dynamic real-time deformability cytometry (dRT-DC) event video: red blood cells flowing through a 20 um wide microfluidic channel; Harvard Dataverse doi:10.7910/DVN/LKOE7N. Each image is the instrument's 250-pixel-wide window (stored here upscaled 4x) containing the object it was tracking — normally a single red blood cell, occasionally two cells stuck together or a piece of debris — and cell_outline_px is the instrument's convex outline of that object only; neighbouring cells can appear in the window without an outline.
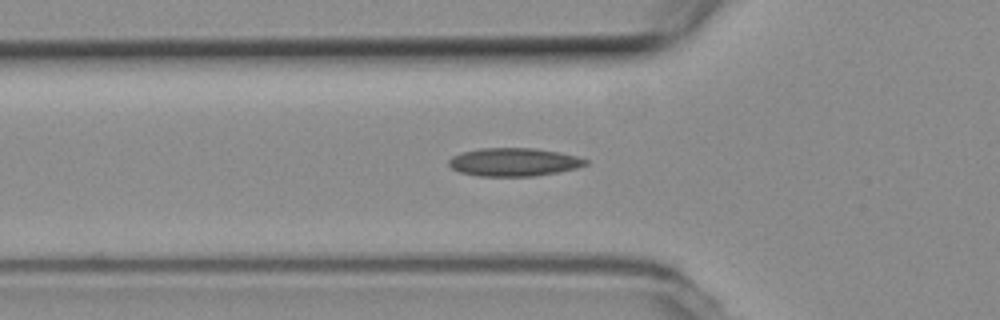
{"species": "common noctule bat (a hibernating species)", "species_latin": "Nyctalus noctula", "temperature_condition": "room temperature", "stored_images_in_passage": 48, "camera_frame_rate_fps": 3000, "um_per_image_px": 0.085, "animal": {"sex": "female", "body_mass_g": 19.3, "forearm_length_mm": 54.1}, "frame": {"image": 1, "passage_image": 13, "time_ms": 4.0, "image_size_px": [1000, 320], "cell_outline_px": [[588, 164], [576, 168], [536, 176], [480, 176], [460, 172], [452, 168], [448, 164], [448, 160], [452, 156], [460, 152], [480, 148], [532, 148], [560, 152], [576, 156], [588, 160]], "centroid_in_image_um": [43.65, 13.77], "position_along_channel_um": 82.1, "area_um2": 22.48}}
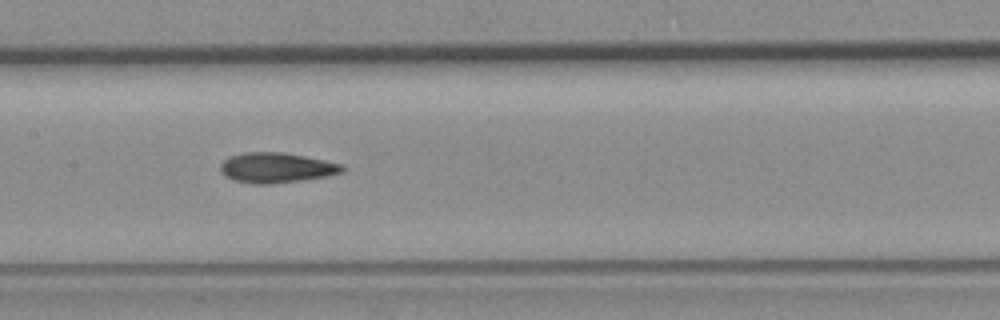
{"frame": {"image": 2, "passage_image": 21, "time_ms": 6.667, "image_size_px": [1000, 320], "cell_outline_px": [[344, 172], [328, 176], [304, 180], [268, 184], [252, 184], [232, 180], [224, 176], [220, 168], [220, 164], [228, 156], [244, 152], [280, 152], [304, 156], [344, 164]], "centroid_in_image_um": [23.48, 14.26], "position_along_channel_um": 183.9, "area_um2": 21.62}}
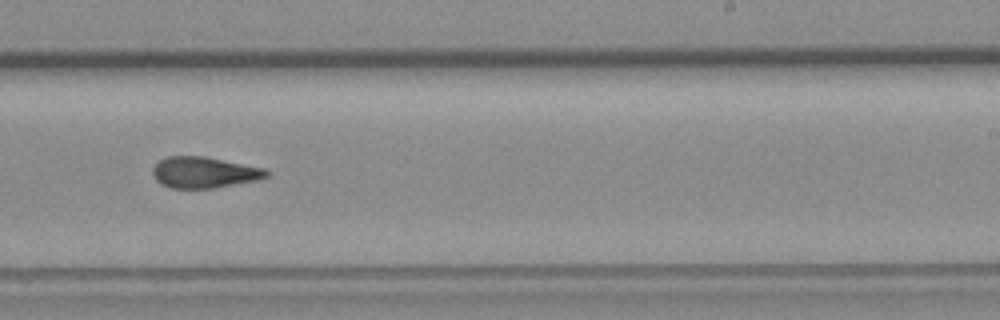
{"frame": {"image": 3, "passage_image": 28, "time_ms": 9.0, "image_size_px": [1000, 320], "cell_outline_px": [[268, 176], [260, 180], [216, 188], [168, 188], [160, 184], [156, 180], [152, 172], [152, 168], [160, 160], [168, 156], [204, 156], [264, 168], [268, 172]], "centroid_in_image_um": [17.35, 14.67], "position_along_channel_um": 271.7, "area_um2": 20.75}}